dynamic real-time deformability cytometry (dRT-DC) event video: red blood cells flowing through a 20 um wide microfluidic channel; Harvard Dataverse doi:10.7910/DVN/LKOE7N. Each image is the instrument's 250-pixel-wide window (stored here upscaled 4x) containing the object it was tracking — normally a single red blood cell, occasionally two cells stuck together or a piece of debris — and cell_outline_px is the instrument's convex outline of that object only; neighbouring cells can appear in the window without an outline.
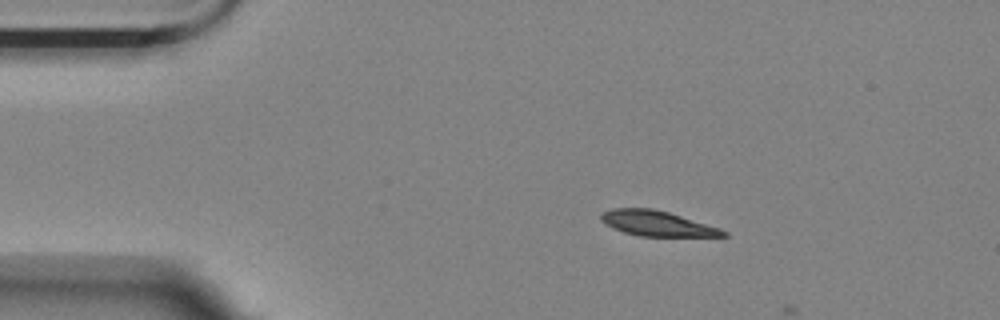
{"species": "Egyptian fruit bat (a non-hibernating species)", "species_latin": "Rousettus aegyptiacus", "temperature_condition": "room temperature", "stored_images_in_passage": 2, "camera_frame_rate_fps": 3000, "um_per_image_px": 0.085, "animal": {"sex": "female"}, "frame": {"image": 1, "passage_image": 1, "time_ms": 0.0, "image_size_px": [1000, 320], "cell_outline_px": [[728, 236], [640, 236], [624, 232], [612, 228], [604, 224], [600, 220], [600, 216], [604, 212], [612, 208], [652, 208], [668, 212], [720, 228], [728, 232]], "centroid_in_image_um": [55.82, 18.99], "position_along_channel_um": 29.2, "area_um2": 17.86}}